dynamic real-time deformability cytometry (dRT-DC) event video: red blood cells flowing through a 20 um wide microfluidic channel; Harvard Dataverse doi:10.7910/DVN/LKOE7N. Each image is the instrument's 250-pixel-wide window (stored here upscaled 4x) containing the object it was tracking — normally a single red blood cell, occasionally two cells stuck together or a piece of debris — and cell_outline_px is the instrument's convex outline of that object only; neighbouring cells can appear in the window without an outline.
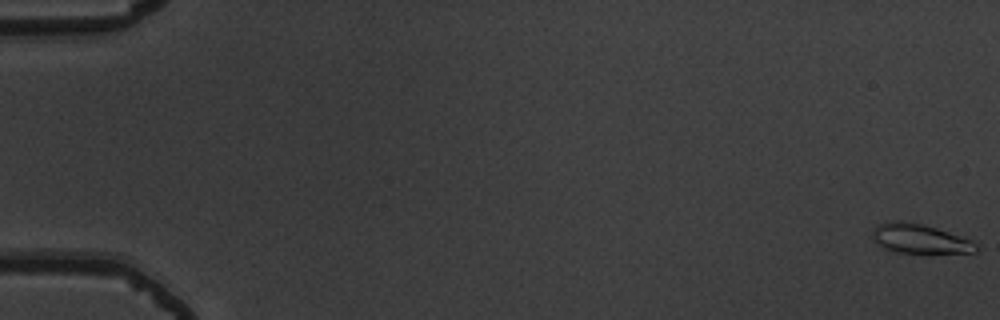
{"species": "common noctule bat (a hibernating species)", "species_latin": "Nyctalus noctula", "temperature_condition": "warm", "stored_images_in_passage": 56, "camera_frame_rate_fps": 3000, "um_per_image_px": 0.085, "animal": {"sex": "male", "body_mass_g": 19.5, "forearm_length_mm": 54.6}, "frame": {"image": 1, "passage_image": 1, "time_ms": 0.0, "image_size_px": [1000, 320], "cell_outline_px": [[980, 248], [976, 252], [928, 256], [888, 252], [872, 240], [872, 232], [880, 224], [888, 220], [900, 220], [924, 224], [972, 240]], "centroid_in_image_um": [78.2, 20.37], "position_along_channel_um": 6.8, "area_um2": 19.02}}
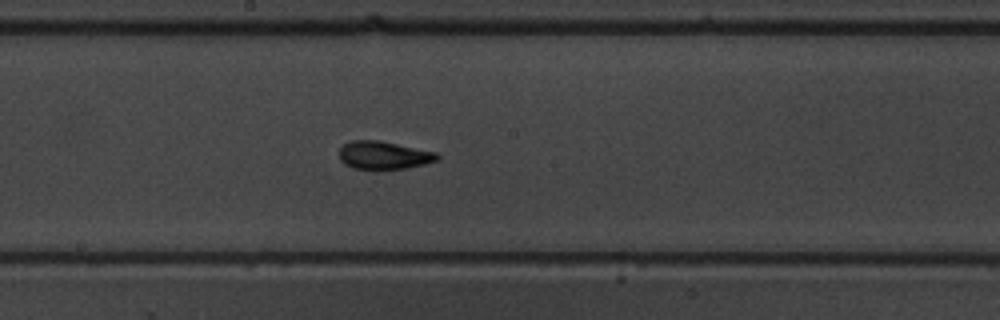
{"frame": {"image": 2, "passage_image": 32, "time_ms": 10.333, "image_size_px": [1000, 320], "cell_outline_px": [[440, 156], [436, 160], [424, 164], [408, 168], [384, 172], [352, 168], [344, 164], [340, 160], [340, 148], [344, 144], [352, 140], [380, 140], [436, 152]], "centroid_in_image_um": [32.6, 13.24], "position_along_channel_um": 215.6, "area_um2": 16.59}}
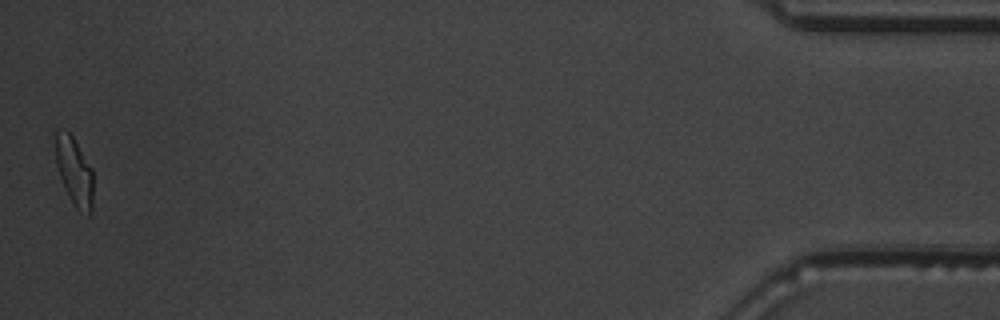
{"frame": {"image": 3, "passage_image": 56, "time_ms": 18.333, "image_size_px": [1000, 320], "cell_outline_px": [[92, 212], [88, 216], [80, 212], [76, 208], [60, 176], [56, 164], [56, 128], [68, 132], [72, 136], [92, 168]], "centroid_in_image_um": [6.33, 14.58], "position_along_channel_um": 428.9, "area_um2": 14.62}, "authors_computed_cell_mechanics": {"area_um2": 15.895, "velocity_mm_per_s": 3.738, "shape_relaxation_time_tau1_ms": 6.0011, "shape_relaxation_time_tau2_ms": 1.1705, "deformation_change_tau1": 0.2322, "deformation_change_tau2": 0.0854}}